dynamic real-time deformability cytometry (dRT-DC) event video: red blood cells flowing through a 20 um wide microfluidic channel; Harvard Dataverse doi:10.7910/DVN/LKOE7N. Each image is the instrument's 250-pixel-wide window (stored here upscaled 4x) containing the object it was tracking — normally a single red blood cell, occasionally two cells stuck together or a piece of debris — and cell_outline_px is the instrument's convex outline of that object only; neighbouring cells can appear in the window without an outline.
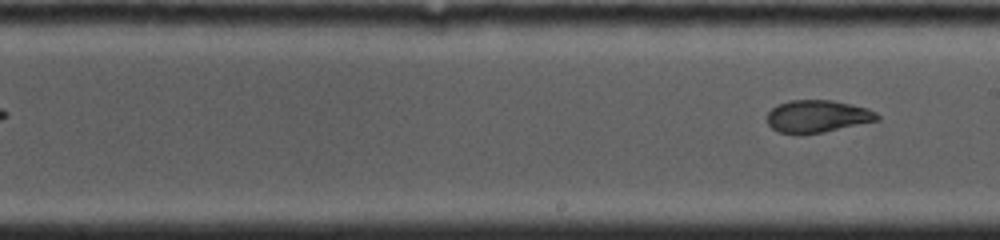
{"species": "common noctule bat (a hibernating species)", "species_latin": "Nyctalus noctula", "temperature_condition": "cold", "stored_images_in_passage": 16, "camera_frame_rate_fps": 4500, "um_per_image_px": 0.085, "animal": {"sex": "female", "body_mass_g": 19.0, "forearm_length_mm": 53.3}, "frame": {"image": 1, "passage_image": 16, "time_ms": 6.0, "image_size_px": [1000, 240], "cell_outline_px": [[880, 120], [824, 132], [776, 132], [768, 124], [768, 112], [776, 104], [788, 100], [832, 100], [868, 108], [876, 112], [880, 116]], "centroid_in_image_um": [69.51, 9.86], "position_along_channel_um": 219.5, "area_um2": 20.58}}